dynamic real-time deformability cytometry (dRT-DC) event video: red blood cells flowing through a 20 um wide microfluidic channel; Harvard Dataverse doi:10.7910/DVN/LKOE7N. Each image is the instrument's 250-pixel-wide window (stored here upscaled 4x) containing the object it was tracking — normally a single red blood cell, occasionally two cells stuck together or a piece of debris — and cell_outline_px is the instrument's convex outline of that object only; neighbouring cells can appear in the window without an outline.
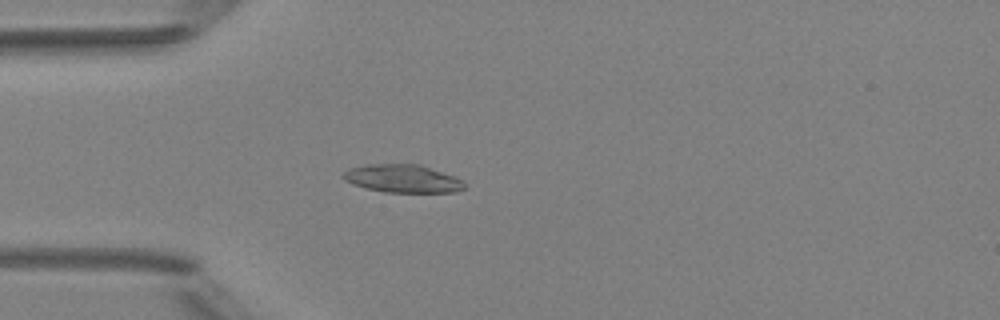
{"species": "Egyptian fruit bat (a non-hibernating species)", "species_latin": "Rousettus aegyptiacus", "temperature_condition": "room temperature", "stored_images_in_passage": 3, "camera_frame_rate_fps": 3000, "um_per_image_px": 0.085, "animal": {"sex": "female"}, "frame": {"image": 1, "passage_image": 3, "time_ms": 2.333, "image_size_px": [1000, 320], "cell_outline_px": [[464, 188], [456, 192], [384, 192], [352, 184], [344, 180], [344, 172], [348, 168], [368, 164], [420, 164], [456, 176], [464, 180]], "centroid_in_image_um": [34.26, 15.17], "position_along_channel_um": 50.7, "area_um2": 19.83}}